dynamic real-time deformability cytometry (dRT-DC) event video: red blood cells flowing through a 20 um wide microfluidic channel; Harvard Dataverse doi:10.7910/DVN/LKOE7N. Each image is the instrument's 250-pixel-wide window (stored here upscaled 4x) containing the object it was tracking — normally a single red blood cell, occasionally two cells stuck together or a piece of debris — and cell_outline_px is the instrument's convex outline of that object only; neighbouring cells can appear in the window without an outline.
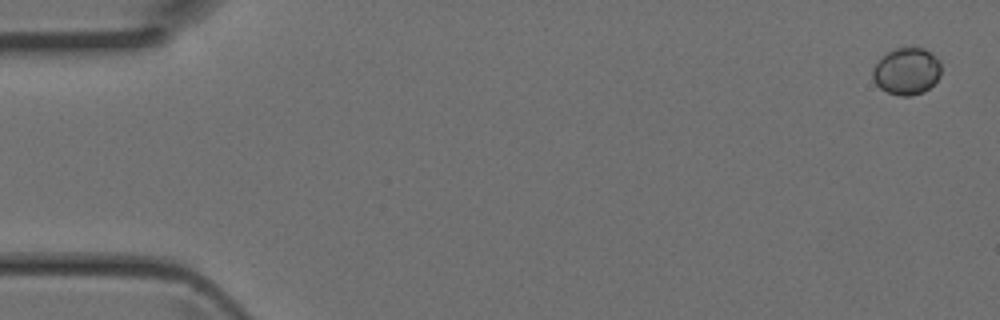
{"species": "Egyptian fruit bat (a non-hibernating species)", "species_latin": "Rousettus aegyptiacus", "temperature_condition": "room temperature", "stored_images_in_passage": 5, "camera_frame_rate_fps": 3000, "um_per_image_px": 0.085, "animal": {"sex": "female"}, "frame": {"image": 1, "passage_image": 1, "time_ms": 0.0, "image_size_px": [1000, 320], "cell_outline_px": [[940, 76], [924, 92], [912, 96], [900, 96], [888, 92], [880, 88], [876, 84], [872, 76], [872, 68], [880, 56], [896, 48], [924, 48], [932, 52], [940, 60]], "centroid_in_image_um": [77.05, 6.05], "position_along_channel_um": 7.9, "area_um2": 18.9}}
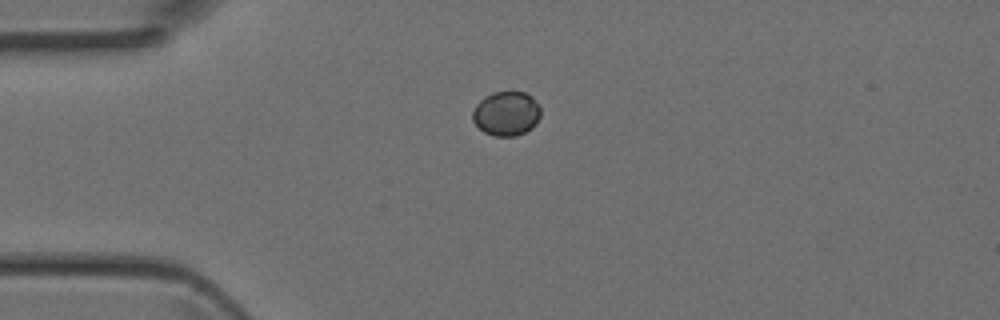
{"frame": {"image": 2, "passage_image": 4, "time_ms": 1.0, "image_size_px": [1000, 320], "cell_outline_px": [[540, 116], [536, 124], [532, 128], [516, 136], [492, 136], [484, 132], [472, 120], [472, 112], [476, 104], [484, 96], [492, 92], [524, 92], [532, 96], [540, 108]], "centroid_in_image_um": [43.03, 9.65], "position_along_channel_um": 42.0, "area_um2": 17.69}}